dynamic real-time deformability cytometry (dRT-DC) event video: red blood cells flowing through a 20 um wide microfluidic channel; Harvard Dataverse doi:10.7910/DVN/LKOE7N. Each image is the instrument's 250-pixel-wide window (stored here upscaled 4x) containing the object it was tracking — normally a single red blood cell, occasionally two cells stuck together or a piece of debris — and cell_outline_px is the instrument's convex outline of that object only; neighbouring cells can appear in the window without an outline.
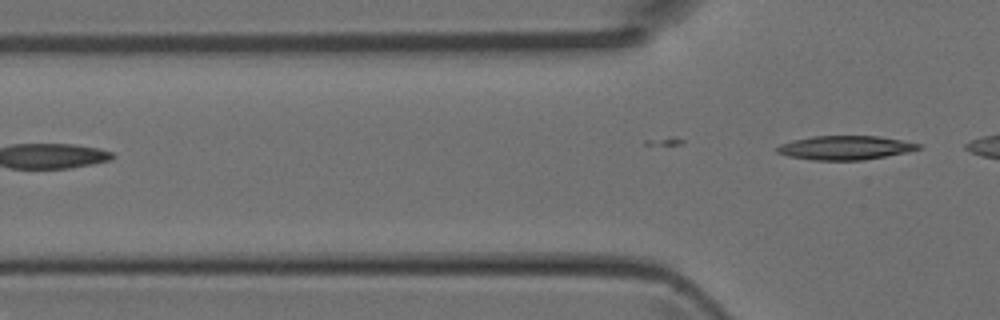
{"species": "Egyptian fruit bat (a non-hibernating species)", "species_latin": "Rousettus aegyptiacus", "temperature_condition": "room temperature", "stored_images_in_passage": 3, "camera_frame_rate_fps": 3000, "um_per_image_px": 0.085, "animal": {"sex": "female"}, "frame": {"image": 1, "passage_image": 3, "time_ms": 0.667, "image_size_px": [1000, 320], "cell_outline_px": [[920, 148], [908, 152], [864, 160], [812, 160], [788, 156], [776, 152], [776, 148], [780, 144], [792, 140], [812, 136], [880, 136], [920, 144]], "centroid_in_image_um": [71.81, 12.56], "position_along_channel_um": 54.0, "area_um2": 19.71}}